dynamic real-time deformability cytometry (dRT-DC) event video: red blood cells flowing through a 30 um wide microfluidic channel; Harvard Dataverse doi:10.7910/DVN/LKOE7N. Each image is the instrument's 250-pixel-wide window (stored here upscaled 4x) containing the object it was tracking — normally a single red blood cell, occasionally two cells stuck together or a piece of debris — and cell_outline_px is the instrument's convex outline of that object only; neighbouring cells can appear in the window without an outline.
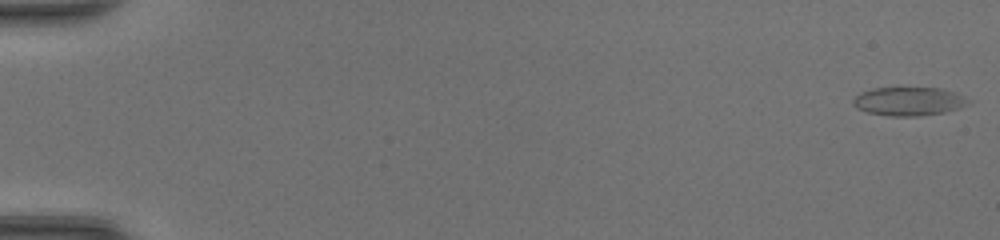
{"species": "common noctule bat (a hibernating species)", "species_latin": "Nyctalus noctula", "temperature_condition": "room temperature", "stored_images_in_passage": 48, "camera_frame_rate_fps": 3000, "um_per_image_px": 0.085, "animal": {"sex": "female", "body_mass_g": 20.0, "forearm_length_mm": 54.0}, "frame": {"image": 1, "passage_image": 1, "time_ms": 0.0, "image_size_px": [1000, 240], "cell_outline_px": [[972, 100], [968, 104], [960, 108], [944, 112], [920, 116], [888, 116], [868, 112], [856, 108], [852, 104], [852, 100], [860, 92], [872, 88], [940, 88], [952, 92]], "centroid_in_image_um": [77.22, 8.62], "position_along_channel_um": 7.8, "area_um2": 19.19}}
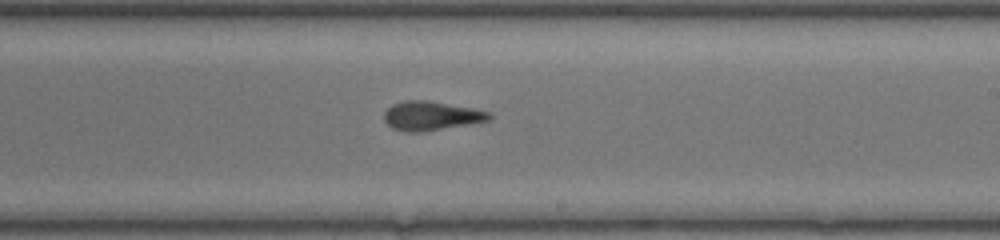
{"frame": {"image": 2, "passage_image": 30, "time_ms": 9.667, "image_size_px": [1000, 240], "cell_outline_px": [[492, 116], [488, 120], [468, 124], [420, 132], [404, 132], [392, 128], [384, 120], [384, 112], [392, 104], [404, 100], [428, 100], [472, 108], [492, 112]], "centroid_in_image_um": [36.62, 9.84], "position_along_channel_um": 252.4, "area_um2": 17.74}}
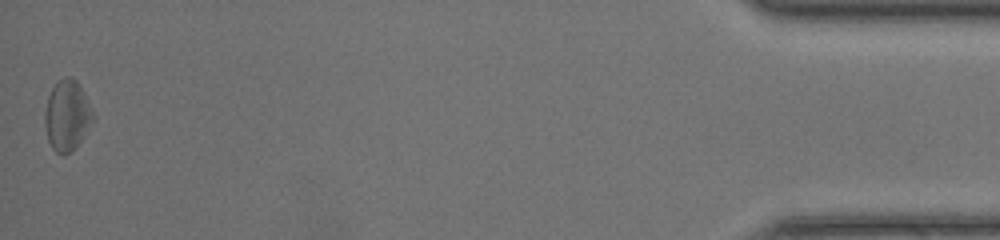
{"frame": {"image": 3, "passage_image": 48, "time_ms": 15.667, "image_size_px": [1000, 240], "cell_outline_px": [[96, 116], [72, 152], [64, 156], [56, 152], [52, 148], [48, 140], [44, 124], [44, 112], [48, 96], [56, 80], [64, 76], [72, 76], [80, 84]], "centroid_in_image_um": [5.7, 9.78], "position_along_channel_um": 429.5, "area_um2": 20.17}, "authors_computed_cell_mechanics": {"area_um2": 18.3226, "velocity_mm_per_s": 4.404, "shape_relaxation_time_tau1_ms": null, "shape_relaxation_time_tau2_ms": 2.7247, "deformation_change_tau1": null, "deformation_change_tau2": 0.1072}}